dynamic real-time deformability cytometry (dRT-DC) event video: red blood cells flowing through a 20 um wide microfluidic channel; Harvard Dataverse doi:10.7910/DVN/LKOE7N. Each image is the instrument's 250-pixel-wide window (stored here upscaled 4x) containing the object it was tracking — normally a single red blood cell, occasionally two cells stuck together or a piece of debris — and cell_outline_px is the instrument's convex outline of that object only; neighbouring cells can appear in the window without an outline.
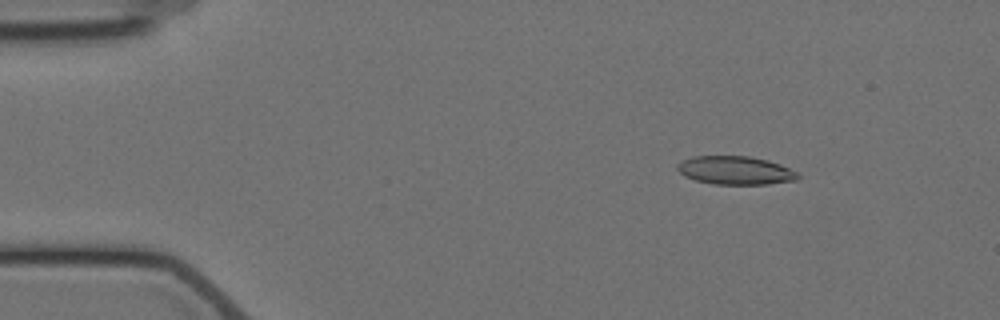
{"species": "Egyptian fruit bat (a non-hibernating species)", "species_latin": "Rousettus aegyptiacus", "temperature_condition": "cold", "stored_images_in_passage": 6, "camera_frame_rate_fps": 3000, "um_per_image_px": 0.085, "animal": {"sex": "female"}, "frame": {"image": 1, "passage_image": 2, "time_ms": 1.333, "image_size_px": [1000, 320], "cell_outline_px": [[800, 180], [768, 184], [712, 184], [696, 180], [684, 176], [676, 168], [684, 160], [692, 156], [748, 156], [768, 160], [780, 164], [800, 172]], "centroid_in_image_um": [62.58, 14.49], "position_along_channel_um": 22.4, "area_um2": 20.06}}
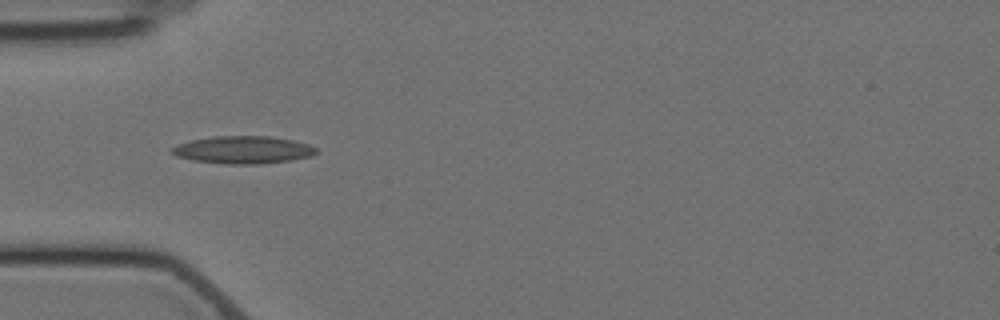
{"frame": {"image": 2, "passage_image": 5, "time_ms": 4.667, "image_size_px": [1000, 320], "cell_outline_px": [[320, 152], [312, 156], [292, 160], [260, 164], [228, 164], [192, 160], [176, 156], [172, 152], [172, 148], [176, 144], [192, 140], [216, 136], [268, 136], [292, 140], [308, 144], [316, 148]], "centroid_in_image_um": [20.7, 12.74], "position_along_channel_um": 64.3, "area_um2": 23.18}}
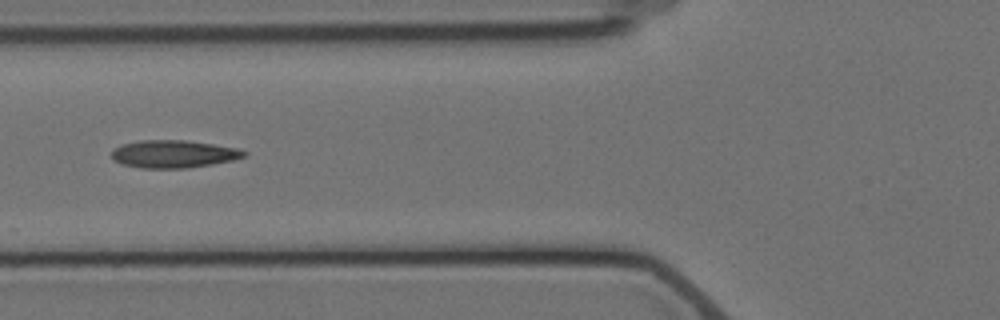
{"frame": {"image": 3, "passage_image": 6, "time_ms": 6.0, "image_size_px": [1000, 320], "cell_outline_px": [[248, 152], [244, 156], [232, 160], [212, 164], [188, 168], [140, 168], [124, 164], [112, 160], [112, 148], [120, 144], [140, 140], [184, 140], [212, 144], [236, 148]], "centroid_in_image_um": [14.7, 13.08], "position_along_channel_um": 111.1, "area_um2": 21.33}}